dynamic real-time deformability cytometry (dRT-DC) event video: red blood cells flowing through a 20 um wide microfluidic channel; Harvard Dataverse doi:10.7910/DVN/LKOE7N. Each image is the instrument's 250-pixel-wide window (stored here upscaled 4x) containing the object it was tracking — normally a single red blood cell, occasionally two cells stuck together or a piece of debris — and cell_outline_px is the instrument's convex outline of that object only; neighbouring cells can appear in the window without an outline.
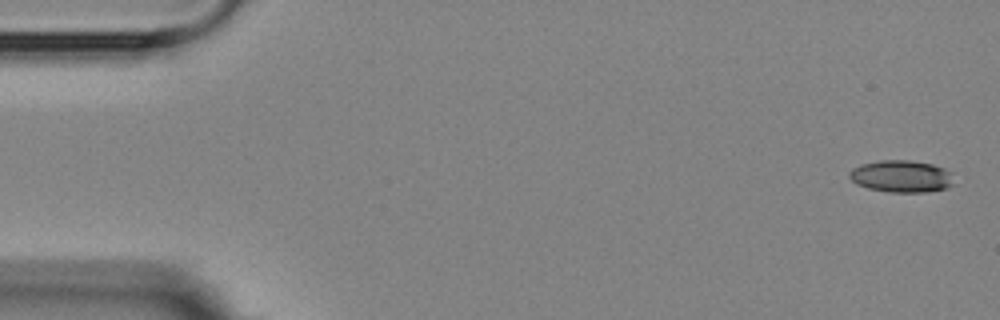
{"species": "Egyptian fruit bat (a non-hibernating species)", "species_latin": "Rousettus aegyptiacus", "temperature_condition": "room temperature", "stored_images_in_passage": 11, "camera_frame_rate_fps": 3000, "um_per_image_px": 0.085, "animal": {"sex": "female"}, "frame": {"image": 1, "passage_image": 1, "time_ms": 0.0, "image_size_px": [1000, 320], "cell_outline_px": [[956, 184], [948, 188], [924, 192], [888, 192], [868, 188], [856, 184], [848, 176], [848, 172], [852, 168], [860, 164], [880, 160], [908, 160], [932, 164], [944, 168], [952, 172]], "centroid_in_image_um": [76.64, 14.99], "position_along_channel_um": 8.4, "area_um2": 19.88}}